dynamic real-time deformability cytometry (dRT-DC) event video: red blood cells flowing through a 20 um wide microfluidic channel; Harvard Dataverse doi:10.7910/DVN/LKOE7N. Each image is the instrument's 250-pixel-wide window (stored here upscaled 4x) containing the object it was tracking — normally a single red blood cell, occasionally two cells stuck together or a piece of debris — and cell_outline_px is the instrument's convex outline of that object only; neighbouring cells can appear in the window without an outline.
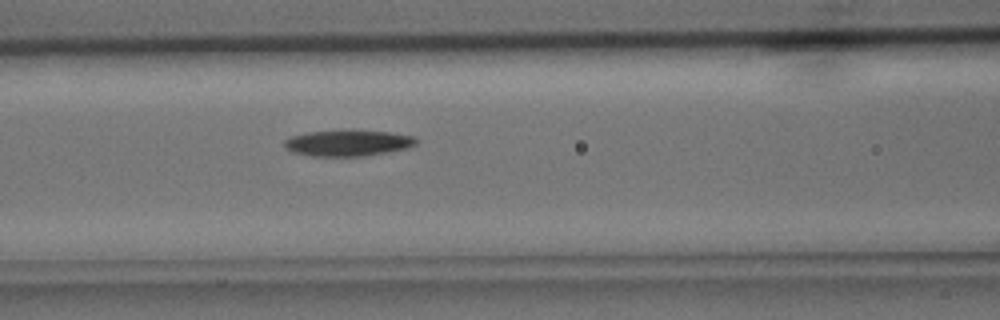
{"species": "common noctule bat (a hibernating species)", "species_latin": "Nyctalus noctula", "temperature_condition": "cold", "stored_images_in_passage": 4, "camera_frame_rate_fps": 3000, "um_per_image_px": 0.085, "animal": {"sex": "male", "body_mass_g": 15.6}, "frame": {"image": 1, "passage_image": 4, "time_ms": 1.0, "image_size_px": [1000, 320], "cell_outline_px": [[420, 140], [416, 144], [408, 148], [388, 152], [364, 156], [308, 156], [292, 152], [284, 148], [284, 140], [288, 136], [308, 132], [388, 132], [412, 136]], "centroid_in_image_um": [29.53, 12.19], "position_along_channel_um": 137.1, "area_um2": 19.65}}